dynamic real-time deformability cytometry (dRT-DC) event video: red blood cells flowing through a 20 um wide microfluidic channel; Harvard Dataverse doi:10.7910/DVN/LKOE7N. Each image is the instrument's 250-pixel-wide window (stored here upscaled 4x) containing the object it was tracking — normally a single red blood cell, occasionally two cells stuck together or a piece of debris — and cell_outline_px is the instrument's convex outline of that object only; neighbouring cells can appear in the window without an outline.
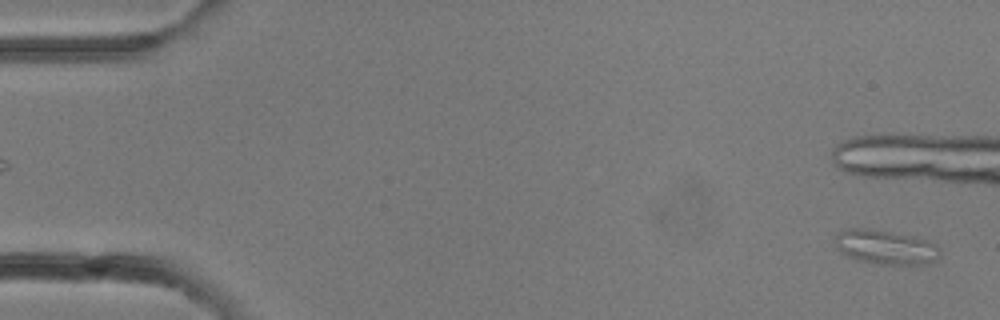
{"species": "common noctule bat (a hibernating species)", "species_latin": "Nyctalus noctula", "temperature_condition": "room temperature", "stored_images_in_passage": 8, "camera_frame_rate_fps": 3000, "um_per_image_px": 0.085, "animal": {"sex": "female"}, "frame": {"image": 1, "passage_image": 1, "time_ms": 0.0, "image_size_px": [1000, 320], "cell_outline_px": [[940, 256], [936, 260], [920, 264], [880, 264], [856, 260], [840, 252], [836, 248], [832, 240], [832, 236], [848, 228], [872, 228], [912, 236], [928, 240], [936, 244], [940, 248]], "centroid_in_image_um": [75.22, 20.99], "position_along_channel_um": 9.8, "area_um2": 21.33}}